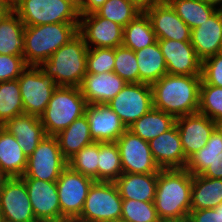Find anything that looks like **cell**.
<instances>
[{
  "instance_id": "30",
  "label": "cell",
  "mask_w": 222,
  "mask_h": 222,
  "mask_svg": "<svg viewBox=\"0 0 222 222\" xmlns=\"http://www.w3.org/2000/svg\"><path fill=\"white\" fill-rule=\"evenodd\" d=\"M222 203V179L192 175L191 210L214 209Z\"/></svg>"
},
{
  "instance_id": "46",
  "label": "cell",
  "mask_w": 222,
  "mask_h": 222,
  "mask_svg": "<svg viewBox=\"0 0 222 222\" xmlns=\"http://www.w3.org/2000/svg\"><path fill=\"white\" fill-rule=\"evenodd\" d=\"M130 4H132L136 9L140 12H146L153 5L159 2V0H127Z\"/></svg>"
},
{
  "instance_id": "47",
  "label": "cell",
  "mask_w": 222,
  "mask_h": 222,
  "mask_svg": "<svg viewBox=\"0 0 222 222\" xmlns=\"http://www.w3.org/2000/svg\"><path fill=\"white\" fill-rule=\"evenodd\" d=\"M203 1L206 2L207 4L216 7L217 9H222V0H203Z\"/></svg>"
},
{
  "instance_id": "56",
  "label": "cell",
  "mask_w": 222,
  "mask_h": 222,
  "mask_svg": "<svg viewBox=\"0 0 222 222\" xmlns=\"http://www.w3.org/2000/svg\"><path fill=\"white\" fill-rule=\"evenodd\" d=\"M71 222H81V221L74 219V220H71Z\"/></svg>"
},
{
  "instance_id": "11",
  "label": "cell",
  "mask_w": 222,
  "mask_h": 222,
  "mask_svg": "<svg viewBox=\"0 0 222 222\" xmlns=\"http://www.w3.org/2000/svg\"><path fill=\"white\" fill-rule=\"evenodd\" d=\"M94 179L67 166L56 181L61 214L69 220L76 219L84 206Z\"/></svg>"
},
{
  "instance_id": "3",
  "label": "cell",
  "mask_w": 222,
  "mask_h": 222,
  "mask_svg": "<svg viewBox=\"0 0 222 222\" xmlns=\"http://www.w3.org/2000/svg\"><path fill=\"white\" fill-rule=\"evenodd\" d=\"M88 49L83 37L78 33L39 67L57 86L80 87L87 74Z\"/></svg>"
},
{
  "instance_id": "49",
  "label": "cell",
  "mask_w": 222,
  "mask_h": 222,
  "mask_svg": "<svg viewBox=\"0 0 222 222\" xmlns=\"http://www.w3.org/2000/svg\"><path fill=\"white\" fill-rule=\"evenodd\" d=\"M215 128L222 135V118L215 121Z\"/></svg>"
},
{
  "instance_id": "42",
  "label": "cell",
  "mask_w": 222,
  "mask_h": 222,
  "mask_svg": "<svg viewBox=\"0 0 222 222\" xmlns=\"http://www.w3.org/2000/svg\"><path fill=\"white\" fill-rule=\"evenodd\" d=\"M201 78L206 84L222 87V52L202 61Z\"/></svg>"
},
{
  "instance_id": "24",
  "label": "cell",
  "mask_w": 222,
  "mask_h": 222,
  "mask_svg": "<svg viewBox=\"0 0 222 222\" xmlns=\"http://www.w3.org/2000/svg\"><path fill=\"white\" fill-rule=\"evenodd\" d=\"M3 126L16 138L27 157L33 153L46 135L40 117L27 113L7 120Z\"/></svg>"
},
{
  "instance_id": "44",
  "label": "cell",
  "mask_w": 222,
  "mask_h": 222,
  "mask_svg": "<svg viewBox=\"0 0 222 222\" xmlns=\"http://www.w3.org/2000/svg\"><path fill=\"white\" fill-rule=\"evenodd\" d=\"M188 218L190 222H222V203L214 209L191 210Z\"/></svg>"
},
{
  "instance_id": "14",
  "label": "cell",
  "mask_w": 222,
  "mask_h": 222,
  "mask_svg": "<svg viewBox=\"0 0 222 222\" xmlns=\"http://www.w3.org/2000/svg\"><path fill=\"white\" fill-rule=\"evenodd\" d=\"M78 33L88 48H116L123 43V27L96 12L80 15Z\"/></svg>"
},
{
  "instance_id": "19",
  "label": "cell",
  "mask_w": 222,
  "mask_h": 222,
  "mask_svg": "<svg viewBox=\"0 0 222 222\" xmlns=\"http://www.w3.org/2000/svg\"><path fill=\"white\" fill-rule=\"evenodd\" d=\"M91 138L95 142H116L127 130L108 104H88L85 110Z\"/></svg>"
},
{
  "instance_id": "55",
  "label": "cell",
  "mask_w": 222,
  "mask_h": 222,
  "mask_svg": "<svg viewBox=\"0 0 222 222\" xmlns=\"http://www.w3.org/2000/svg\"><path fill=\"white\" fill-rule=\"evenodd\" d=\"M4 11V8L0 5V14Z\"/></svg>"
},
{
  "instance_id": "23",
  "label": "cell",
  "mask_w": 222,
  "mask_h": 222,
  "mask_svg": "<svg viewBox=\"0 0 222 222\" xmlns=\"http://www.w3.org/2000/svg\"><path fill=\"white\" fill-rule=\"evenodd\" d=\"M126 84L127 82L114 72L87 73L80 89L87 104H107Z\"/></svg>"
},
{
  "instance_id": "17",
  "label": "cell",
  "mask_w": 222,
  "mask_h": 222,
  "mask_svg": "<svg viewBox=\"0 0 222 222\" xmlns=\"http://www.w3.org/2000/svg\"><path fill=\"white\" fill-rule=\"evenodd\" d=\"M176 125L187 160L206 145L215 129V121L200 113L178 117Z\"/></svg>"
},
{
  "instance_id": "35",
  "label": "cell",
  "mask_w": 222,
  "mask_h": 222,
  "mask_svg": "<svg viewBox=\"0 0 222 222\" xmlns=\"http://www.w3.org/2000/svg\"><path fill=\"white\" fill-rule=\"evenodd\" d=\"M24 113L18 79L0 82V123Z\"/></svg>"
},
{
  "instance_id": "54",
  "label": "cell",
  "mask_w": 222,
  "mask_h": 222,
  "mask_svg": "<svg viewBox=\"0 0 222 222\" xmlns=\"http://www.w3.org/2000/svg\"><path fill=\"white\" fill-rule=\"evenodd\" d=\"M3 128H4L3 123H0V133H1Z\"/></svg>"
},
{
  "instance_id": "27",
  "label": "cell",
  "mask_w": 222,
  "mask_h": 222,
  "mask_svg": "<svg viewBox=\"0 0 222 222\" xmlns=\"http://www.w3.org/2000/svg\"><path fill=\"white\" fill-rule=\"evenodd\" d=\"M27 159L16 138L3 128L0 133V170L8 178L22 177Z\"/></svg>"
},
{
  "instance_id": "12",
  "label": "cell",
  "mask_w": 222,
  "mask_h": 222,
  "mask_svg": "<svg viewBox=\"0 0 222 222\" xmlns=\"http://www.w3.org/2000/svg\"><path fill=\"white\" fill-rule=\"evenodd\" d=\"M123 173H159L149 143L128 129L117 139Z\"/></svg>"
},
{
  "instance_id": "26",
  "label": "cell",
  "mask_w": 222,
  "mask_h": 222,
  "mask_svg": "<svg viewBox=\"0 0 222 222\" xmlns=\"http://www.w3.org/2000/svg\"><path fill=\"white\" fill-rule=\"evenodd\" d=\"M25 25L12 9L0 14V54L23 56Z\"/></svg>"
},
{
  "instance_id": "13",
  "label": "cell",
  "mask_w": 222,
  "mask_h": 222,
  "mask_svg": "<svg viewBox=\"0 0 222 222\" xmlns=\"http://www.w3.org/2000/svg\"><path fill=\"white\" fill-rule=\"evenodd\" d=\"M2 222H37L25 182L20 177L8 178L0 192Z\"/></svg>"
},
{
  "instance_id": "33",
  "label": "cell",
  "mask_w": 222,
  "mask_h": 222,
  "mask_svg": "<svg viewBox=\"0 0 222 222\" xmlns=\"http://www.w3.org/2000/svg\"><path fill=\"white\" fill-rule=\"evenodd\" d=\"M167 2L191 30L207 21L218 10L203 0H167Z\"/></svg>"
},
{
  "instance_id": "4",
  "label": "cell",
  "mask_w": 222,
  "mask_h": 222,
  "mask_svg": "<svg viewBox=\"0 0 222 222\" xmlns=\"http://www.w3.org/2000/svg\"><path fill=\"white\" fill-rule=\"evenodd\" d=\"M79 23L25 26L23 58L27 66H40L78 34Z\"/></svg>"
},
{
  "instance_id": "45",
  "label": "cell",
  "mask_w": 222,
  "mask_h": 222,
  "mask_svg": "<svg viewBox=\"0 0 222 222\" xmlns=\"http://www.w3.org/2000/svg\"><path fill=\"white\" fill-rule=\"evenodd\" d=\"M106 1L107 0H84V2L78 7L79 14L87 15L94 13L98 11Z\"/></svg>"
},
{
  "instance_id": "1",
  "label": "cell",
  "mask_w": 222,
  "mask_h": 222,
  "mask_svg": "<svg viewBox=\"0 0 222 222\" xmlns=\"http://www.w3.org/2000/svg\"><path fill=\"white\" fill-rule=\"evenodd\" d=\"M201 75L166 74L152 87L153 107L175 118L198 113Z\"/></svg>"
},
{
  "instance_id": "32",
  "label": "cell",
  "mask_w": 222,
  "mask_h": 222,
  "mask_svg": "<svg viewBox=\"0 0 222 222\" xmlns=\"http://www.w3.org/2000/svg\"><path fill=\"white\" fill-rule=\"evenodd\" d=\"M157 41L149 16L141 12L127 26L123 28L122 45L138 51Z\"/></svg>"
},
{
  "instance_id": "25",
  "label": "cell",
  "mask_w": 222,
  "mask_h": 222,
  "mask_svg": "<svg viewBox=\"0 0 222 222\" xmlns=\"http://www.w3.org/2000/svg\"><path fill=\"white\" fill-rule=\"evenodd\" d=\"M158 173H122L114 182L122 199L154 202Z\"/></svg>"
},
{
  "instance_id": "5",
  "label": "cell",
  "mask_w": 222,
  "mask_h": 222,
  "mask_svg": "<svg viewBox=\"0 0 222 222\" xmlns=\"http://www.w3.org/2000/svg\"><path fill=\"white\" fill-rule=\"evenodd\" d=\"M87 105L80 87L57 86L40 116L45 134L56 136L74 120L83 116Z\"/></svg>"
},
{
  "instance_id": "53",
  "label": "cell",
  "mask_w": 222,
  "mask_h": 222,
  "mask_svg": "<svg viewBox=\"0 0 222 222\" xmlns=\"http://www.w3.org/2000/svg\"><path fill=\"white\" fill-rule=\"evenodd\" d=\"M47 222H71V220L63 219V220H59V221H47Z\"/></svg>"
},
{
  "instance_id": "10",
  "label": "cell",
  "mask_w": 222,
  "mask_h": 222,
  "mask_svg": "<svg viewBox=\"0 0 222 222\" xmlns=\"http://www.w3.org/2000/svg\"><path fill=\"white\" fill-rule=\"evenodd\" d=\"M107 104L128 128L153 108L152 87L145 83H127Z\"/></svg>"
},
{
  "instance_id": "7",
  "label": "cell",
  "mask_w": 222,
  "mask_h": 222,
  "mask_svg": "<svg viewBox=\"0 0 222 222\" xmlns=\"http://www.w3.org/2000/svg\"><path fill=\"white\" fill-rule=\"evenodd\" d=\"M123 199L114 182L94 181L89 188L81 214V222H111L121 220Z\"/></svg>"
},
{
  "instance_id": "9",
  "label": "cell",
  "mask_w": 222,
  "mask_h": 222,
  "mask_svg": "<svg viewBox=\"0 0 222 222\" xmlns=\"http://www.w3.org/2000/svg\"><path fill=\"white\" fill-rule=\"evenodd\" d=\"M24 113L40 117L57 85L39 66H27L18 78Z\"/></svg>"
},
{
  "instance_id": "38",
  "label": "cell",
  "mask_w": 222,
  "mask_h": 222,
  "mask_svg": "<svg viewBox=\"0 0 222 222\" xmlns=\"http://www.w3.org/2000/svg\"><path fill=\"white\" fill-rule=\"evenodd\" d=\"M198 113L213 121L222 118V87L201 81Z\"/></svg>"
},
{
  "instance_id": "2",
  "label": "cell",
  "mask_w": 222,
  "mask_h": 222,
  "mask_svg": "<svg viewBox=\"0 0 222 222\" xmlns=\"http://www.w3.org/2000/svg\"><path fill=\"white\" fill-rule=\"evenodd\" d=\"M192 174L185 168L161 169L154 199L161 221L187 218L191 211Z\"/></svg>"
},
{
  "instance_id": "21",
  "label": "cell",
  "mask_w": 222,
  "mask_h": 222,
  "mask_svg": "<svg viewBox=\"0 0 222 222\" xmlns=\"http://www.w3.org/2000/svg\"><path fill=\"white\" fill-rule=\"evenodd\" d=\"M148 143L151 154L160 169L186 167L188 160L185 157L176 124Z\"/></svg>"
},
{
  "instance_id": "22",
  "label": "cell",
  "mask_w": 222,
  "mask_h": 222,
  "mask_svg": "<svg viewBox=\"0 0 222 222\" xmlns=\"http://www.w3.org/2000/svg\"><path fill=\"white\" fill-rule=\"evenodd\" d=\"M191 45L203 61L222 50V9L191 30Z\"/></svg>"
},
{
  "instance_id": "40",
  "label": "cell",
  "mask_w": 222,
  "mask_h": 222,
  "mask_svg": "<svg viewBox=\"0 0 222 222\" xmlns=\"http://www.w3.org/2000/svg\"><path fill=\"white\" fill-rule=\"evenodd\" d=\"M113 72L127 83H139V71L135 52L123 45L116 47Z\"/></svg>"
},
{
  "instance_id": "39",
  "label": "cell",
  "mask_w": 222,
  "mask_h": 222,
  "mask_svg": "<svg viewBox=\"0 0 222 222\" xmlns=\"http://www.w3.org/2000/svg\"><path fill=\"white\" fill-rule=\"evenodd\" d=\"M121 221L124 222H162L154 202L123 199Z\"/></svg>"
},
{
  "instance_id": "29",
  "label": "cell",
  "mask_w": 222,
  "mask_h": 222,
  "mask_svg": "<svg viewBox=\"0 0 222 222\" xmlns=\"http://www.w3.org/2000/svg\"><path fill=\"white\" fill-rule=\"evenodd\" d=\"M138 64L139 83L152 85L167 74V67L158 40L141 50L135 51Z\"/></svg>"
},
{
  "instance_id": "51",
  "label": "cell",
  "mask_w": 222,
  "mask_h": 222,
  "mask_svg": "<svg viewBox=\"0 0 222 222\" xmlns=\"http://www.w3.org/2000/svg\"><path fill=\"white\" fill-rule=\"evenodd\" d=\"M162 222H190L189 218H183L178 220H168V221H162Z\"/></svg>"
},
{
  "instance_id": "52",
  "label": "cell",
  "mask_w": 222,
  "mask_h": 222,
  "mask_svg": "<svg viewBox=\"0 0 222 222\" xmlns=\"http://www.w3.org/2000/svg\"><path fill=\"white\" fill-rule=\"evenodd\" d=\"M77 8L84 2V0H70Z\"/></svg>"
},
{
  "instance_id": "18",
  "label": "cell",
  "mask_w": 222,
  "mask_h": 222,
  "mask_svg": "<svg viewBox=\"0 0 222 222\" xmlns=\"http://www.w3.org/2000/svg\"><path fill=\"white\" fill-rule=\"evenodd\" d=\"M157 40L191 41V29L167 1H159L146 11Z\"/></svg>"
},
{
  "instance_id": "48",
  "label": "cell",
  "mask_w": 222,
  "mask_h": 222,
  "mask_svg": "<svg viewBox=\"0 0 222 222\" xmlns=\"http://www.w3.org/2000/svg\"><path fill=\"white\" fill-rule=\"evenodd\" d=\"M12 2H13V0H0V5H1L4 9H8V8H11Z\"/></svg>"
},
{
  "instance_id": "36",
  "label": "cell",
  "mask_w": 222,
  "mask_h": 222,
  "mask_svg": "<svg viewBox=\"0 0 222 222\" xmlns=\"http://www.w3.org/2000/svg\"><path fill=\"white\" fill-rule=\"evenodd\" d=\"M98 154L99 142L94 141L77 152L68 161V166H70L74 171L98 181Z\"/></svg>"
},
{
  "instance_id": "31",
  "label": "cell",
  "mask_w": 222,
  "mask_h": 222,
  "mask_svg": "<svg viewBox=\"0 0 222 222\" xmlns=\"http://www.w3.org/2000/svg\"><path fill=\"white\" fill-rule=\"evenodd\" d=\"M176 124V118L154 107L141 116L127 129L141 139L149 142Z\"/></svg>"
},
{
  "instance_id": "37",
  "label": "cell",
  "mask_w": 222,
  "mask_h": 222,
  "mask_svg": "<svg viewBox=\"0 0 222 222\" xmlns=\"http://www.w3.org/2000/svg\"><path fill=\"white\" fill-rule=\"evenodd\" d=\"M96 13L124 28L141 12L127 0H107Z\"/></svg>"
},
{
  "instance_id": "8",
  "label": "cell",
  "mask_w": 222,
  "mask_h": 222,
  "mask_svg": "<svg viewBox=\"0 0 222 222\" xmlns=\"http://www.w3.org/2000/svg\"><path fill=\"white\" fill-rule=\"evenodd\" d=\"M68 161L61 153L56 136L45 135L27 159L25 173L20 178H35L56 182Z\"/></svg>"
},
{
  "instance_id": "43",
  "label": "cell",
  "mask_w": 222,
  "mask_h": 222,
  "mask_svg": "<svg viewBox=\"0 0 222 222\" xmlns=\"http://www.w3.org/2000/svg\"><path fill=\"white\" fill-rule=\"evenodd\" d=\"M26 67L23 56L0 54V82L18 79Z\"/></svg>"
},
{
  "instance_id": "20",
  "label": "cell",
  "mask_w": 222,
  "mask_h": 222,
  "mask_svg": "<svg viewBox=\"0 0 222 222\" xmlns=\"http://www.w3.org/2000/svg\"><path fill=\"white\" fill-rule=\"evenodd\" d=\"M185 169L192 175L222 179V135L216 128L206 145L188 159Z\"/></svg>"
},
{
  "instance_id": "41",
  "label": "cell",
  "mask_w": 222,
  "mask_h": 222,
  "mask_svg": "<svg viewBox=\"0 0 222 222\" xmlns=\"http://www.w3.org/2000/svg\"><path fill=\"white\" fill-rule=\"evenodd\" d=\"M115 48H89L86 69L89 74L109 73L114 70Z\"/></svg>"
},
{
  "instance_id": "15",
  "label": "cell",
  "mask_w": 222,
  "mask_h": 222,
  "mask_svg": "<svg viewBox=\"0 0 222 222\" xmlns=\"http://www.w3.org/2000/svg\"><path fill=\"white\" fill-rule=\"evenodd\" d=\"M26 185L30 203L37 222L66 219L61 214L56 182L35 178H21Z\"/></svg>"
},
{
  "instance_id": "6",
  "label": "cell",
  "mask_w": 222,
  "mask_h": 222,
  "mask_svg": "<svg viewBox=\"0 0 222 222\" xmlns=\"http://www.w3.org/2000/svg\"><path fill=\"white\" fill-rule=\"evenodd\" d=\"M11 8L25 26L79 23L78 8L70 0H13Z\"/></svg>"
},
{
  "instance_id": "28",
  "label": "cell",
  "mask_w": 222,
  "mask_h": 222,
  "mask_svg": "<svg viewBox=\"0 0 222 222\" xmlns=\"http://www.w3.org/2000/svg\"><path fill=\"white\" fill-rule=\"evenodd\" d=\"M56 138L61 153L69 161L83 147L93 143L86 115L74 120L66 129L60 131Z\"/></svg>"
},
{
  "instance_id": "34",
  "label": "cell",
  "mask_w": 222,
  "mask_h": 222,
  "mask_svg": "<svg viewBox=\"0 0 222 222\" xmlns=\"http://www.w3.org/2000/svg\"><path fill=\"white\" fill-rule=\"evenodd\" d=\"M122 173L116 142H99L98 181L115 182Z\"/></svg>"
},
{
  "instance_id": "50",
  "label": "cell",
  "mask_w": 222,
  "mask_h": 222,
  "mask_svg": "<svg viewBox=\"0 0 222 222\" xmlns=\"http://www.w3.org/2000/svg\"><path fill=\"white\" fill-rule=\"evenodd\" d=\"M8 179V177L0 170V192L3 187L4 182Z\"/></svg>"
},
{
  "instance_id": "16",
  "label": "cell",
  "mask_w": 222,
  "mask_h": 222,
  "mask_svg": "<svg viewBox=\"0 0 222 222\" xmlns=\"http://www.w3.org/2000/svg\"><path fill=\"white\" fill-rule=\"evenodd\" d=\"M167 73L173 75H201L202 61L197 57L191 41L158 40Z\"/></svg>"
}]
</instances>
